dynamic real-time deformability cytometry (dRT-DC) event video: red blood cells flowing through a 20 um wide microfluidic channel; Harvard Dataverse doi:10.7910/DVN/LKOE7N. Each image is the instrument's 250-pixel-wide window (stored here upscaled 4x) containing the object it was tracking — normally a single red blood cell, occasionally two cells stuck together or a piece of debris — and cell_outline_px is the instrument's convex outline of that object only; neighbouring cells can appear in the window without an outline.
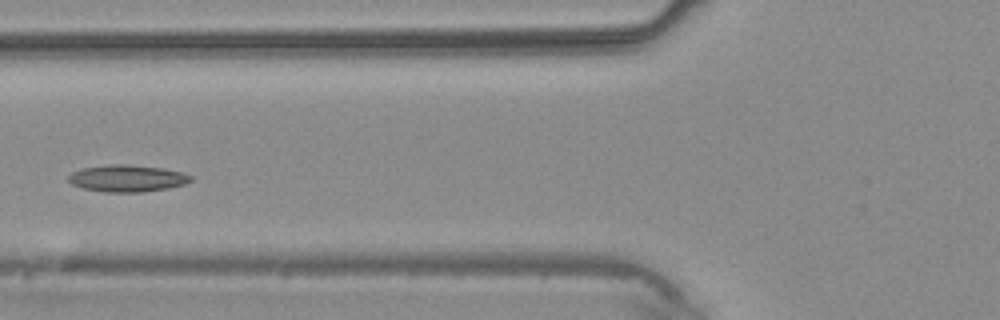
{"species": "common noctule bat (a hibernating species)", "species_latin": "Nyctalus noctula", "temperature_condition": "warm", "stored_images_in_passage": 2, "camera_frame_rate_fps": 3000, "um_per_image_px": 0.085, "animal": {"sex": "male", "body_mass_g": 20.4}, "frame": {"image": 1, "passage_image": 2, "time_ms": 1.0, "image_size_px": [1000, 320], "cell_outline_px": [[192, 180], [184, 184], [168, 188], [144, 192], [104, 192], [84, 188], [72, 184], [68, 180], [68, 176], [72, 172], [84, 168], [112, 164], [128, 164], [164, 168], [184, 172], [192, 176]], "centroid_in_image_um": [10.85, 15.15], "position_along_channel_um": 114.9, "area_um2": 19.19}}